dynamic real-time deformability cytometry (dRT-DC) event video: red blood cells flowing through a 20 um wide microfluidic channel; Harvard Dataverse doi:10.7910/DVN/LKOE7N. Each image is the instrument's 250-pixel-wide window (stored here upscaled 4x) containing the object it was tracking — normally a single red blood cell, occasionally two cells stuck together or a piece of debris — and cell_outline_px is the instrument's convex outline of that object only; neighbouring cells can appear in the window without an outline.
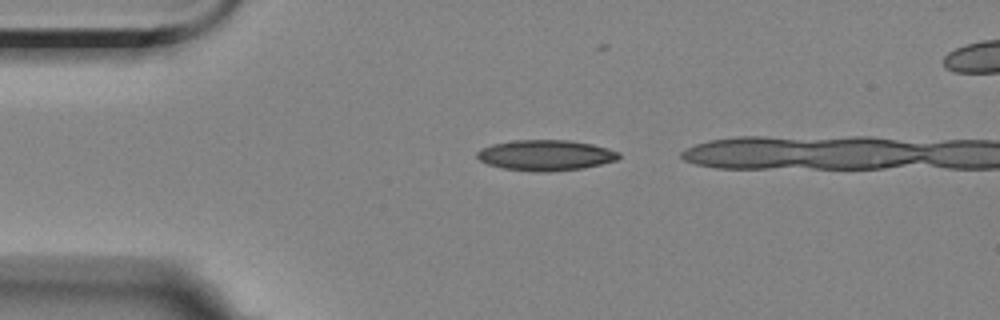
{"species": "Egyptian fruit bat (a non-hibernating species)", "species_latin": "Rousettus aegyptiacus", "temperature_condition": "room temperature", "stored_images_in_passage": 4, "segment_of_instrument_passage": [1, 2], "camera_frame_rate_fps": 3000, "um_per_image_px": 0.085, "animal": {"sex": "female"}, "frame": {"image": 1, "passage_image": 1, "time_ms": 0.0, "image_size_px": [1000, 320], "cell_outline_px": [[620, 156], [616, 160], [584, 168], [548, 172], [536, 172], [504, 168], [488, 164], [480, 160], [476, 156], [476, 152], [480, 148], [492, 144], [512, 140], [568, 140], [592, 144], [608, 148], [620, 152]], "centroid_in_image_um": [46.37, 13.19], "position_along_channel_um": 38.6, "area_um2": 25.37}}
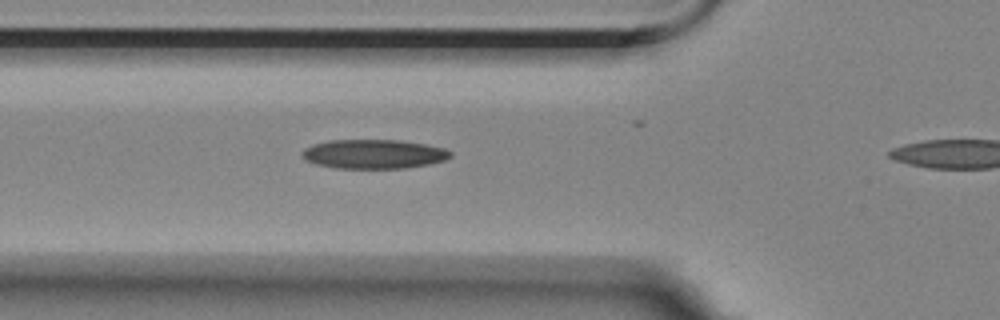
{"frame": {"image": 2, "passage_image": 3, "time_ms": 2.333, "image_size_px": [1000, 320], "cell_outline_px": [[452, 156], [444, 160], [428, 164], [404, 168], [336, 168], [316, 164], [304, 160], [300, 156], [300, 152], [304, 148], [312, 144], [328, 140], [400, 140], [424, 144], [444, 148], [452, 152]], "centroid_in_image_um": [31.71, 13.09], "position_along_channel_um": 94.1, "area_um2": 25.37}}